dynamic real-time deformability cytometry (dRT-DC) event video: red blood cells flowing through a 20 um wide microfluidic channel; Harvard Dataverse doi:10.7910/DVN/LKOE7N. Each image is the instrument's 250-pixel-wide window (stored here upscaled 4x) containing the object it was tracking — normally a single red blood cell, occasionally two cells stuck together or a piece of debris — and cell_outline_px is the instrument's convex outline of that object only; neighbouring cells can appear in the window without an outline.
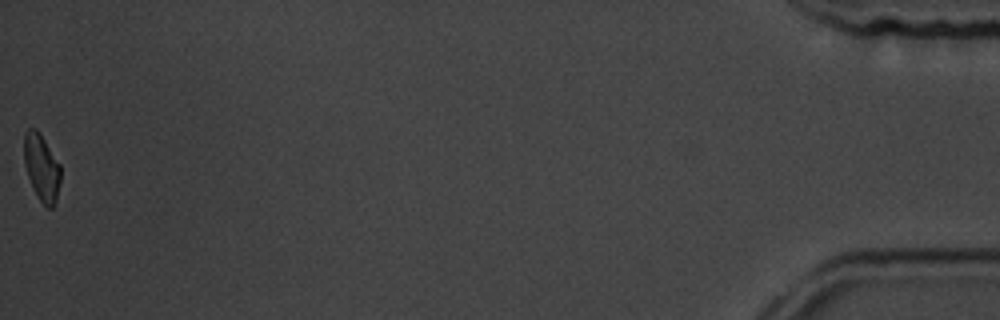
{"species": "common noctule bat (a hibernating species)", "species_latin": "Nyctalus noctula", "temperature_condition": "room temperature", "stored_images_in_passage": 57, "camera_frame_rate_fps": 3000, "um_per_image_px": 0.085, "animal": {"sex": "male", "body_mass_g": 19.5, "forearm_length_mm": 54.6}, "frame": {"image": 1, "passage_image": 57, "time_ms": 18.667, "image_size_px": [1000, 320], "cell_outline_px": [[60, 180], [56, 200], [52, 208], [48, 208], [40, 200], [28, 176], [24, 164], [24, 132], [28, 128], [36, 128], [40, 132], [60, 164]], "centroid_in_image_um": [3.53, 14.18], "position_along_channel_um": 431.7, "area_um2": 14.1}, "authors_computed_cell_mechanics": {"area_um2": 15.6638, "velocity_mm_per_s": 3.5536, "shape_relaxation_time_tau1_ms": 3.5662, "shape_relaxation_time_tau2_ms": 3.3139, "deformation_change_tau1": 0.1046, "deformation_change_tau2": 0.0607}}